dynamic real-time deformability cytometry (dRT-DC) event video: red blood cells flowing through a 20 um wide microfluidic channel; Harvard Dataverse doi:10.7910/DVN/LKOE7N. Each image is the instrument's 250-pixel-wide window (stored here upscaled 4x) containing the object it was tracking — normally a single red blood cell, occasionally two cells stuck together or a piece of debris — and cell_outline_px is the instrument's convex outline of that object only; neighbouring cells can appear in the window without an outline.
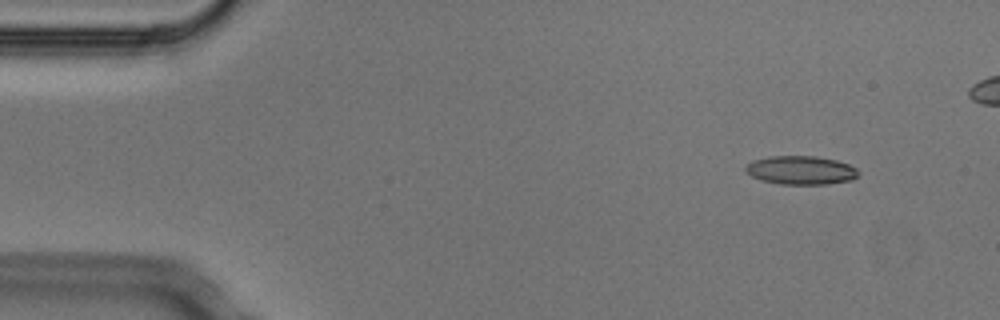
{"species": "Egyptian fruit bat (a non-hibernating species)", "species_latin": "Rousettus aegyptiacus", "temperature_condition": "cold", "stored_images_in_passage": 5, "camera_frame_rate_fps": 3000, "um_per_image_px": 0.085, "animal": {"sex": "male"}, "frame": {"image": 1, "passage_image": 1, "time_ms": 0.0, "image_size_px": [1000, 320], "cell_outline_px": [[860, 172], [852, 180], [828, 184], [780, 184], [760, 180], [752, 176], [744, 168], [752, 160], [768, 156], [816, 156], [836, 160], [848, 164], [856, 168]], "centroid_in_image_um": [68.08, 14.46], "position_along_channel_um": 16.9, "area_um2": 18.84}}